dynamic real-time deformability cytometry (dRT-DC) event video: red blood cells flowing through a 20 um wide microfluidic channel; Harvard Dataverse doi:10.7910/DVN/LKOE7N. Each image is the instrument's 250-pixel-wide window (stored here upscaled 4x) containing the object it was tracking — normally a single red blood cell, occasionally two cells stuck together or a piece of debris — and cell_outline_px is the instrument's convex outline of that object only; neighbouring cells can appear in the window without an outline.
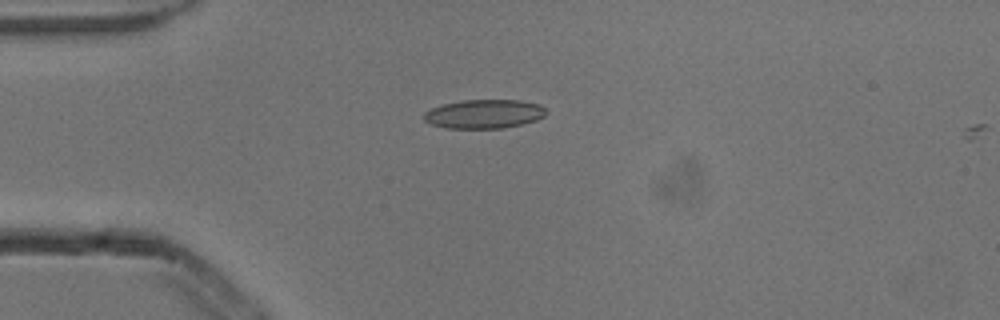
{"species": "common noctule bat (a hibernating species)", "species_latin": "Nyctalus noctula", "temperature_condition": "cold", "stored_images_in_passage": 5, "camera_frame_rate_fps": 3000, "um_per_image_px": 0.085, "animal": {"sex": "male", "body_mass_g": 13.3}, "frame": {"image": 1, "passage_image": 4, "time_ms": 1.0, "image_size_px": [1000, 320], "cell_outline_px": [[548, 112], [544, 116], [536, 120], [504, 128], [444, 128], [432, 124], [424, 120], [424, 112], [432, 108], [444, 104], [464, 100], [520, 100], [540, 104]], "centroid_in_image_um": [41.17, 9.68], "position_along_channel_um": 43.8, "area_um2": 20.52}}